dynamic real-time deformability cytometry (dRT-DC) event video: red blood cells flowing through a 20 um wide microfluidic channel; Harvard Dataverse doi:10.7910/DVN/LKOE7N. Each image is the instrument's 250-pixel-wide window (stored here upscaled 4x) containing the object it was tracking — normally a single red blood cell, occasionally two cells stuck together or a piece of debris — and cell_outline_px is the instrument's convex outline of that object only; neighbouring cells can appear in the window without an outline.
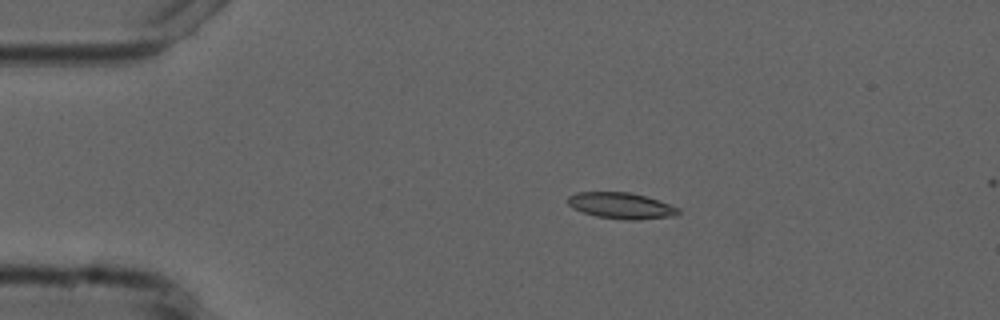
{"species": "common noctule bat (a hibernating species)", "species_latin": "Nyctalus noctula", "temperature_condition": "cold", "stored_images_in_passage": 4, "camera_frame_rate_fps": 3000, "um_per_image_px": 0.085, "animal": {"sex": "male", "forearm_length_mm": 52.5}, "frame": {"image": 1, "passage_image": 2, "time_ms": 1.333, "image_size_px": [1000, 320], "cell_outline_px": [[680, 212], [676, 216], [636, 220], [624, 220], [596, 216], [572, 208], [568, 204], [568, 196], [576, 192], [632, 192], [680, 208]], "centroid_in_image_um": [52.79, 17.48], "position_along_channel_um": 32.2, "area_um2": 16.82}}